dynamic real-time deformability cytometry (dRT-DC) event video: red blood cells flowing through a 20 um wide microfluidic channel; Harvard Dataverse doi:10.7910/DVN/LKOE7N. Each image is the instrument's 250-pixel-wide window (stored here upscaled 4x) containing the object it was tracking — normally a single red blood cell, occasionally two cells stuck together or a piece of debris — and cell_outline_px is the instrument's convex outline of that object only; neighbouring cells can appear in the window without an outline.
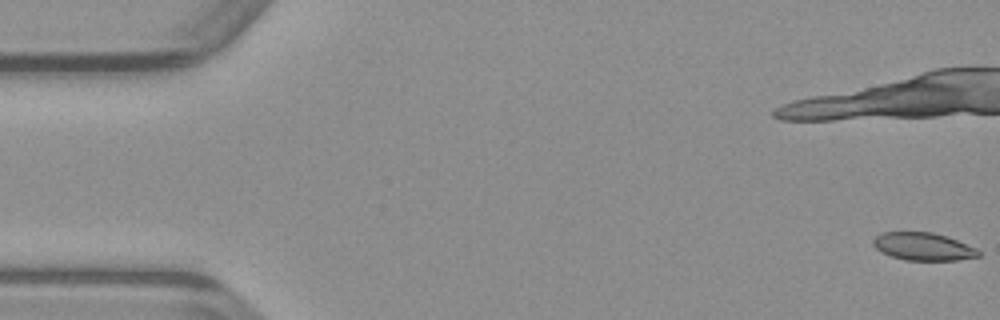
{"species": "common noctule bat (a hibernating species)", "species_latin": "Nyctalus noctula", "temperature_condition": "warm", "stored_images_in_passage": 19, "camera_frame_rate_fps": 3000, "um_per_image_px": 0.085, "animal": {"sex": "male", "body_mass_g": 23.1, "forearm_length_mm": 52.7}, "frame": {"image": 1, "passage_image": 1, "time_ms": 0.0, "image_size_px": [1000, 320], "cell_outline_px": [[980, 256], [956, 260], [904, 260], [880, 252], [872, 244], [872, 240], [880, 232], [932, 232], [948, 236], [976, 248], [980, 252]], "centroid_in_image_um": [78.45, 20.95], "position_along_channel_um": 6.5, "area_um2": 17.11}}